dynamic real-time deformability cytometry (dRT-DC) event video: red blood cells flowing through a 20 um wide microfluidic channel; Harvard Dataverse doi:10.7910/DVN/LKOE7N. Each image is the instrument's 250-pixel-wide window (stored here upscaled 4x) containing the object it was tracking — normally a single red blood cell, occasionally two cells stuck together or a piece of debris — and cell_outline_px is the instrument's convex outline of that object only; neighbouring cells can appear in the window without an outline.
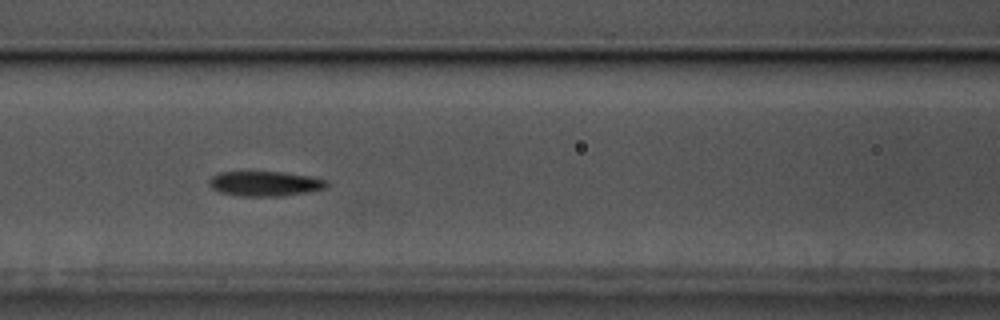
{"species": "common noctule bat (a hibernating species)", "species_latin": "Nyctalus noctula", "temperature_condition": "cold", "stored_images_in_passage": 48, "camera_frame_rate_fps": 3000, "um_per_image_px": 0.085, "animal": {"sex": "male", "body_mass_g": 17.5, "forearm_length_mm": 52.3}, "frame": {"image": 1, "passage_image": 14, "time_ms": 4.333, "image_size_px": [1000, 320], "cell_outline_px": [[328, 184], [324, 188], [308, 192], [280, 196], [240, 196], [220, 192], [212, 188], [208, 184], [208, 180], [212, 176], [220, 172], [284, 172], [308, 176], [328, 180]], "centroid_in_image_um": [22.5, 15.61], "position_along_channel_um": 144.1, "area_um2": 16.99}}
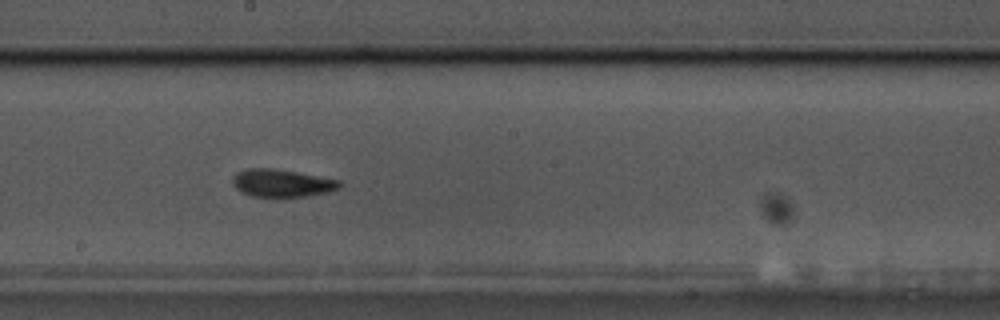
{"frame": {"image": 2, "passage_image": 21, "time_ms": 6.667, "image_size_px": [1000, 320], "cell_outline_px": [[344, 184], [340, 188], [328, 192], [308, 196], [276, 200], [252, 196], [236, 188], [232, 184], [232, 176], [236, 172], [244, 168], [272, 168], [296, 172], [340, 180]], "centroid_in_image_um": [23.95, 15.6], "position_along_channel_um": 224.2, "area_um2": 18.03}, "authors_computed_cell_mechanics": {"area_um2": 16.6464, "velocity_mm_per_s": 3.4527, "shape_relaxation_time_tau1_ms": 6.2446, "shape_relaxation_time_tau2_ms": 6.0397, "deformation_change_tau1": 0.1498, "deformation_change_tau2": 0.1171}}